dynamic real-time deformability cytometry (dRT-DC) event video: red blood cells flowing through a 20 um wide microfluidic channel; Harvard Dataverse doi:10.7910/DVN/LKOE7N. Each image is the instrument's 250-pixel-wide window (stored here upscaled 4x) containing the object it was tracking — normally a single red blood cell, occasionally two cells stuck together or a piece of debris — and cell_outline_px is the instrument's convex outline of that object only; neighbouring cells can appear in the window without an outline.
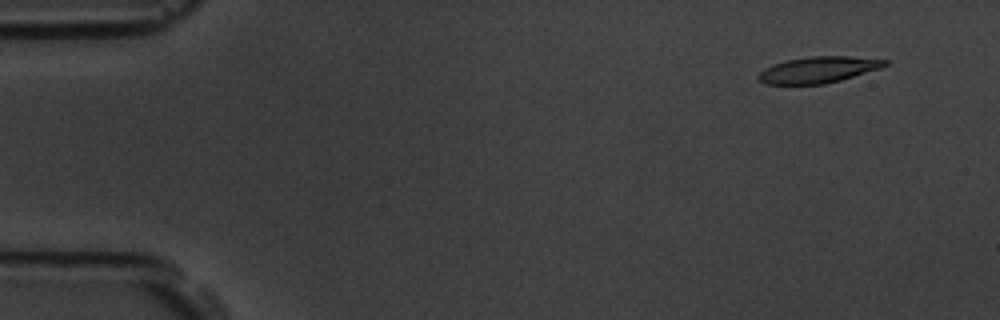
{"species": "common noctule bat (a hibernating species)", "species_latin": "Nyctalus noctula", "temperature_condition": "room temperature", "stored_images_in_passage": 5, "camera_frame_rate_fps": 3000, "um_per_image_px": 0.085, "animal": {"sex": "male", "body_mass_g": 19.5, "forearm_length_mm": 54.6}, "frame": {"image": 1, "passage_image": 1, "time_ms": 0.0, "image_size_px": [1000, 320], "cell_outline_px": [[888, 64], [880, 68], [840, 80], [824, 84], [764, 84], [756, 76], [764, 68], [772, 64], [788, 60], [812, 56], [848, 56], [888, 60]], "centroid_in_image_um": [69.53, 5.93], "position_along_channel_um": 15.5, "area_um2": 19.19}}